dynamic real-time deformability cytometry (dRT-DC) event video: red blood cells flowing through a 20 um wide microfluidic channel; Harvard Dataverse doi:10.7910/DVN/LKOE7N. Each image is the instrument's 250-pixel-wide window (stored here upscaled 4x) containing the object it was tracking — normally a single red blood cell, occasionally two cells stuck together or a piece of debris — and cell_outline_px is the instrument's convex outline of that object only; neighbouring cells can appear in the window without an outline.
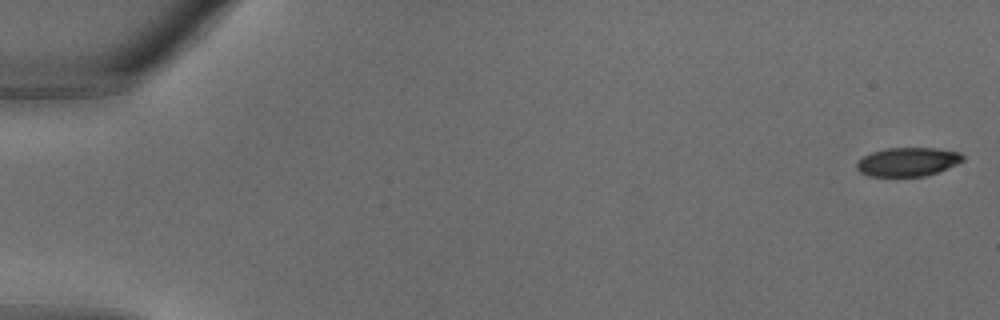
{"species": "common noctule bat (a hibernating species)", "species_latin": "Nyctalus noctula", "temperature_condition": "warm", "stored_images_in_passage": 5, "camera_frame_rate_fps": 3000, "um_per_image_px": 0.085, "animal": {"sex": "male", "body_mass_g": 18.8}, "frame": {"image": 1, "passage_image": 1, "time_ms": 0.0, "image_size_px": [1000, 320], "cell_outline_px": [[964, 160], [948, 168], [924, 176], [868, 176], [860, 172], [856, 168], [856, 164], [864, 156], [872, 152], [888, 148], [936, 148], [960, 152], [964, 156]], "centroid_in_image_um": [77.17, 13.75], "position_along_channel_um": 7.8, "area_um2": 17.69}}